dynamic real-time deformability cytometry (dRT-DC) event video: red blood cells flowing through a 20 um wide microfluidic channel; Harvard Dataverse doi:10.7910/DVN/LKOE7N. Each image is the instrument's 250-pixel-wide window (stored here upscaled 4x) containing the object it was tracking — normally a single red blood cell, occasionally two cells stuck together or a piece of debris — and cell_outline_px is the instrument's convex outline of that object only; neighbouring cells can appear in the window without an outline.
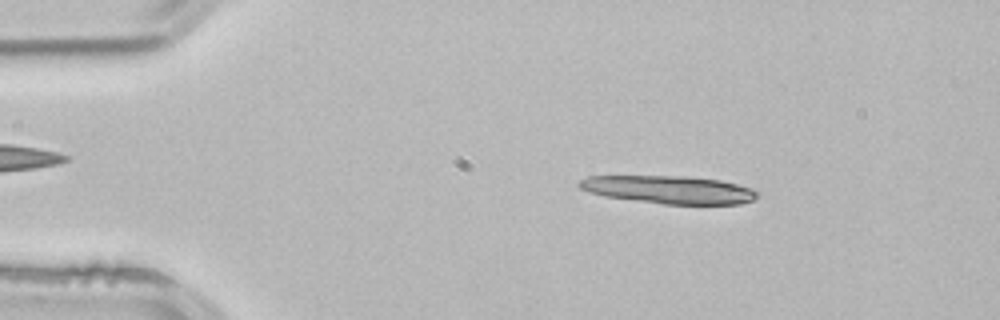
{"species": "common noctule bat (a hibernating species)", "species_latin": "Nyctalus noctula", "temperature_condition": "room temperature", "stored_images_in_passage": 35, "camera_frame_rate_fps": 3000, "um_per_image_px": 0.085, "animal": {"sex": "male", "body_mass_g": 21.5, "forearm_length_mm": 52.0}, "frame": {"image": 1, "passage_image": 4, "time_ms": 1.0, "image_size_px": [1000, 320], "cell_outline_px": [[760, 192], [752, 200], [740, 204], [664, 204], [604, 196], [588, 192], [580, 188], [576, 184], [580, 180], [588, 176], [688, 176], [720, 180], [752, 188]], "centroid_in_image_um": [56.85, 16.11], "position_along_channel_um": 28.1, "area_um2": 28.96}}
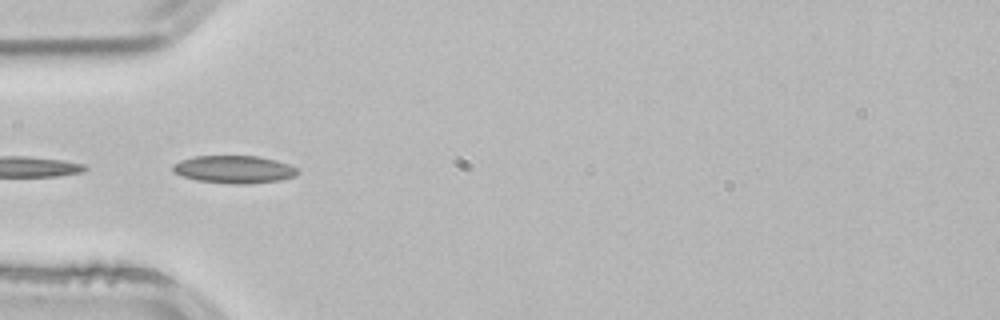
{"frame": {"image": 2, "passage_image": 12, "time_ms": 3.667, "image_size_px": [1000, 320], "cell_outline_px": [[300, 172], [296, 176], [280, 180], [248, 184], [232, 184], [196, 180], [172, 172], [172, 164], [180, 160], [192, 156], [256, 156], [276, 160], [288, 164], [296, 168]], "centroid_in_image_um": [19.88, 14.4], "position_along_channel_um": 65.1, "area_um2": 20.23}, "authors_computed_cell_mechanics": {"area_um2": 14.3922, "velocity_mm_per_s": 3.885, "shape_relaxation_time_tau1_ms": null, "shape_relaxation_time_tau2_ms": 10.9825, "deformation_change_tau1": null, "deformation_change_tau2": 0.2282}}